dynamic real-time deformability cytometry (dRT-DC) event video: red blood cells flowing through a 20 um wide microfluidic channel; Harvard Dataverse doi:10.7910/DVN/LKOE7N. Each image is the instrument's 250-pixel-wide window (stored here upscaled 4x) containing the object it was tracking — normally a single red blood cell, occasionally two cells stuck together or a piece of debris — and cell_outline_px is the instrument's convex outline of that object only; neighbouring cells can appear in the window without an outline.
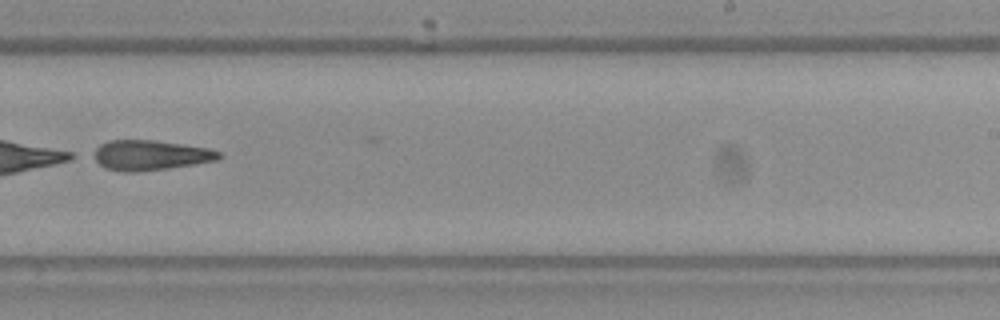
{"species": "Egyptian fruit bat (a non-hibernating species)", "species_latin": "Rousettus aegyptiacus", "temperature_condition": "warm", "stored_images_in_passage": 40, "camera_frame_rate_fps": 3000, "um_per_image_px": 0.085, "frame": {"image": 1, "passage_image": 33, "time_ms": 10.667, "image_size_px": [1000, 320], "cell_outline_px": [[224, 156], [220, 160], [196, 164], [168, 168], [136, 172], [120, 172], [104, 168], [88, 156], [100, 144], [108, 140], [156, 140], [208, 148], [220, 152]], "centroid_in_image_um": [12.73, 13.2], "position_along_channel_um": 276.3, "area_um2": 22.48}}
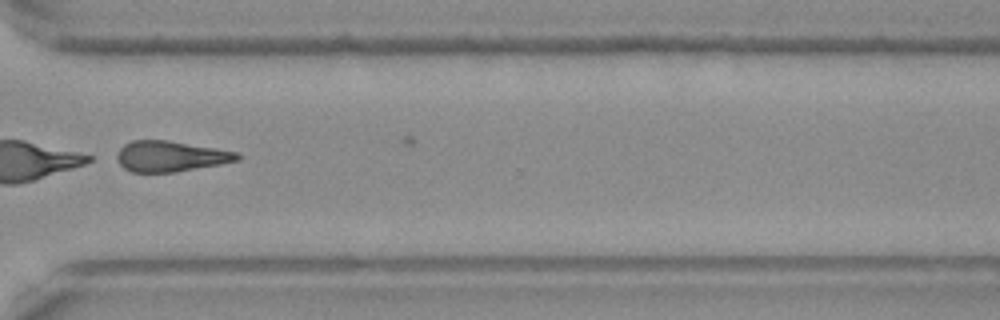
{"frame": {"image": 2, "passage_image": 39, "time_ms": 12.667, "image_size_px": [1000, 320], "cell_outline_px": [[240, 160], [220, 164], [176, 172], [132, 172], [124, 168], [116, 160], [116, 156], [120, 148], [124, 144], [132, 140], [168, 140], [216, 148], [236, 152], [240, 156]], "centroid_in_image_um": [14.47, 13.28], "position_along_channel_um": 356.1, "area_um2": 21.5}}